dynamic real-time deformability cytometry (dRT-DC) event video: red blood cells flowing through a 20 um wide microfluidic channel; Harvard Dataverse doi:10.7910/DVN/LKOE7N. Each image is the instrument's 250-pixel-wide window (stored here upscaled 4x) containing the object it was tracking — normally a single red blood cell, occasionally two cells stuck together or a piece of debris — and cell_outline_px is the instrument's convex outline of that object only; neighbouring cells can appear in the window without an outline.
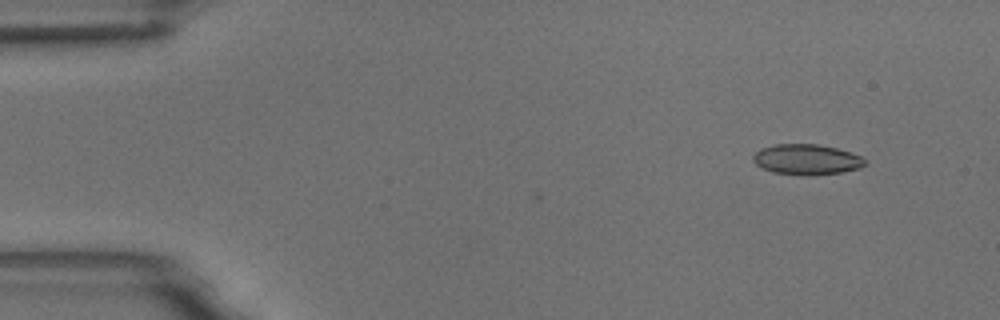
{"species": "common noctule bat (a hibernating species)", "species_latin": "Nyctalus noctula", "temperature_condition": "room temperature", "stored_images_in_passage": 4, "camera_frame_rate_fps": 3000, "um_per_image_px": 0.085, "animal": {"sex": "male", "body_mass_g": 18.8}, "frame": {"image": 1, "passage_image": 1, "time_ms": 0.0, "image_size_px": [1000, 320], "cell_outline_px": [[868, 164], [860, 168], [840, 172], [812, 176], [772, 172], [756, 164], [752, 160], [752, 156], [760, 148], [776, 144], [820, 144], [836, 148], [860, 156], [868, 160]], "centroid_in_image_um": [68.58, 13.55], "position_along_channel_um": 16.4, "area_um2": 19.94}}
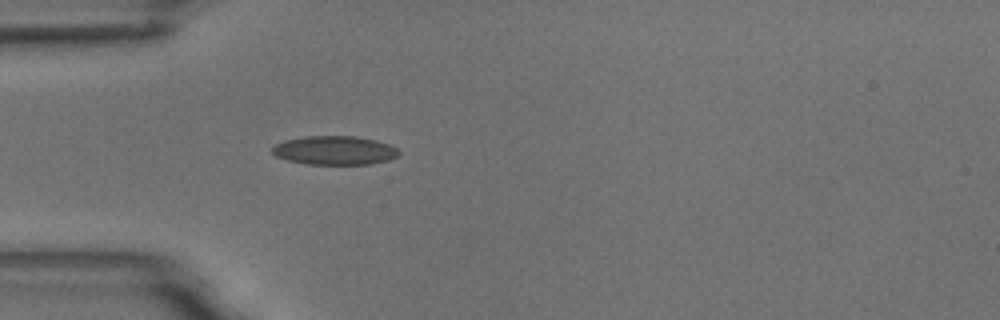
{"frame": {"image": 2, "passage_image": 4, "time_ms": 3.667, "image_size_px": [1000, 320], "cell_outline_px": [[400, 152], [396, 156], [388, 160], [372, 164], [304, 164], [288, 160], [276, 156], [272, 152], [272, 148], [276, 144], [284, 140], [304, 136], [356, 136], [376, 140], [388, 144], [396, 148]], "centroid_in_image_um": [28.43, 12.78], "position_along_channel_um": 56.6, "area_um2": 21.27}}